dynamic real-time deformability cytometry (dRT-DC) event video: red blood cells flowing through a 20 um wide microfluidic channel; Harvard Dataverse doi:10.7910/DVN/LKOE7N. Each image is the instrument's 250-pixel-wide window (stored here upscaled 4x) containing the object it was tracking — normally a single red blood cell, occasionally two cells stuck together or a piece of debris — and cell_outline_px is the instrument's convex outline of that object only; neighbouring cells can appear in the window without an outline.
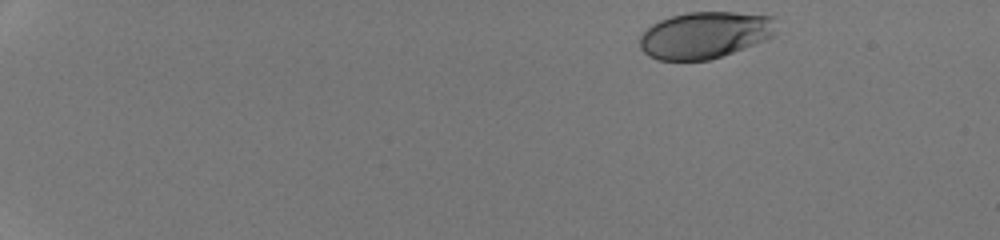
{"species": "human", "species_latin": "Homo sapiens", "temperature_condition": "room temperature", "stored_images_in_passage": 10, "camera_frame_rate_fps": 3000, "um_per_image_px": 0.085, "donor": {"sex": "male"}, "frame": {"image": 1, "passage_image": 1, "time_ms": 0.0, "image_size_px": [1000, 240], "cell_outline_px": [[776, 32], [772, 36], [764, 40], [744, 48], [708, 60], [656, 60], [648, 56], [640, 48], [640, 36], [652, 24], [660, 20], [672, 16], [688, 12], [736, 12], [772, 16]], "centroid_in_image_um": [59.89, 2.98], "position_along_channel_um": 25.1, "area_um2": 36.93}}